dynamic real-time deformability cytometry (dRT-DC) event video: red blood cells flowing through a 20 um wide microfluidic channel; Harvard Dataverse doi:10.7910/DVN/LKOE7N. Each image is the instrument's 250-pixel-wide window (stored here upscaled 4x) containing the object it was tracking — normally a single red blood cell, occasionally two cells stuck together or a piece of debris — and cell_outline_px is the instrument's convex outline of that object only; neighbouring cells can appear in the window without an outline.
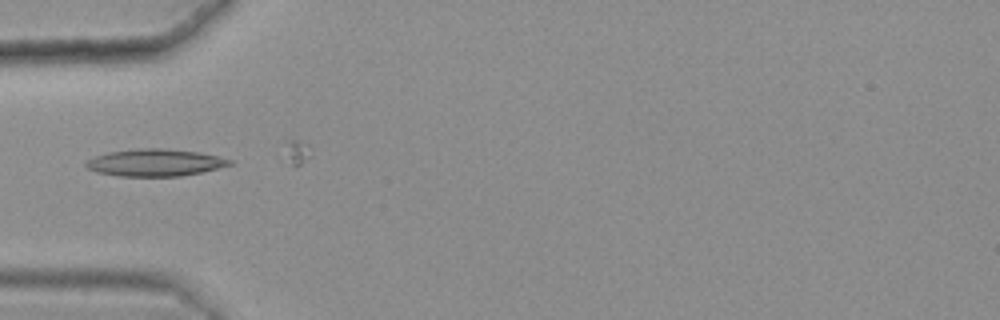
{"species": "common noctule bat (a hibernating species)", "species_latin": "Nyctalus noctula", "temperature_condition": "warm", "stored_images_in_passage": 4, "camera_frame_rate_fps": 3000, "um_per_image_px": 0.085, "animal": {"sex": "female", "body_mass_g": 25.1}, "frame": {"image": 1, "passage_image": 1, "time_ms": 0.0, "image_size_px": [1000, 320], "cell_outline_px": [[232, 164], [200, 172], [180, 176], [120, 176], [96, 172], [88, 168], [84, 164], [88, 160], [96, 156], [108, 152], [140, 148], [164, 148], [200, 152], [232, 160]], "centroid_in_image_um": [13.16, 13.81], "position_along_channel_um": 71.8, "area_um2": 22.48}}